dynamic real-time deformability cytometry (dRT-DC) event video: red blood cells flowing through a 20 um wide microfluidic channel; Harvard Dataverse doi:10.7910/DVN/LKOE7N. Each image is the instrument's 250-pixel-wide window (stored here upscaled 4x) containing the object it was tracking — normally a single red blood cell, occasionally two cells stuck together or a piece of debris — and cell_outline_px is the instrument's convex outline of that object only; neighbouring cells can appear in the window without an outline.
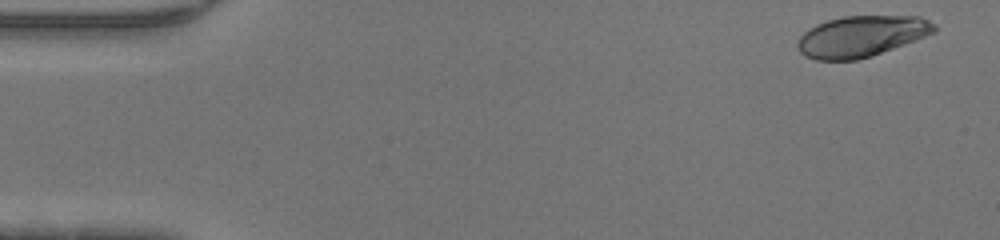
{"species": "human", "species_latin": "Homo sapiens", "temperature_condition": "warm", "stored_images_in_passage": 47, "camera_frame_rate_fps": 3000, "um_per_image_px": 0.085, "donor": {"sex": "male"}, "frame": {"image": 1, "passage_image": 2, "time_ms": 0.333, "image_size_px": [1000, 240], "cell_outline_px": [[936, 32], [872, 56], [856, 60], [816, 60], [804, 56], [800, 52], [796, 44], [800, 36], [808, 28], [816, 24], [828, 20], [844, 16], [920, 16], [936, 24]], "centroid_in_image_um": [73.2, 3.08], "position_along_channel_um": 11.8, "area_um2": 32.77}}
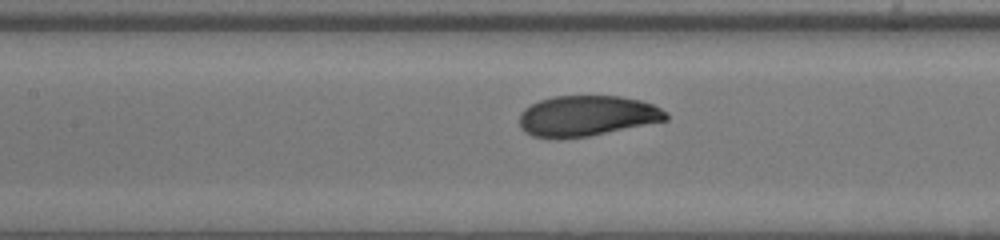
{"frame": {"image": 2, "passage_image": 21, "time_ms": 6.667, "image_size_px": [1000, 240], "cell_outline_px": [[668, 120], [588, 136], [552, 140], [532, 136], [524, 132], [520, 128], [520, 112], [524, 108], [540, 100], [552, 96], [620, 96], [640, 100], [652, 104], [668, 112]], "centroid_in_image_um": [49.85, 9.86], "position_along_channel_um": 157.6, "area_um2": 34.97}}
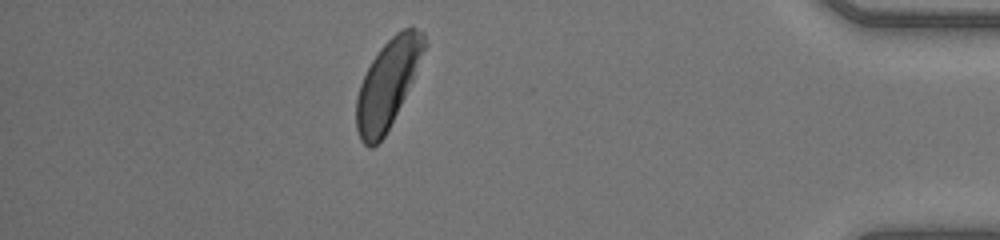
{"frame": {"image": 3, "passage_image": 41, "time_ms": 13.333, "image_size_px": [1000, 240], "cell_outline_px": [[428, 44], [412, 80], [384, 136], [372, 148], [368, 148], [360, 140], [356, 128], [356, 96], [360, 84], [372, 60], [380, 48], [396, 32], [412, 24], [424, 32]], "centroid_in_image_um": [32.96, 7.06], "position_along_channel_um": 402.2, "area_um2": 34.45}}